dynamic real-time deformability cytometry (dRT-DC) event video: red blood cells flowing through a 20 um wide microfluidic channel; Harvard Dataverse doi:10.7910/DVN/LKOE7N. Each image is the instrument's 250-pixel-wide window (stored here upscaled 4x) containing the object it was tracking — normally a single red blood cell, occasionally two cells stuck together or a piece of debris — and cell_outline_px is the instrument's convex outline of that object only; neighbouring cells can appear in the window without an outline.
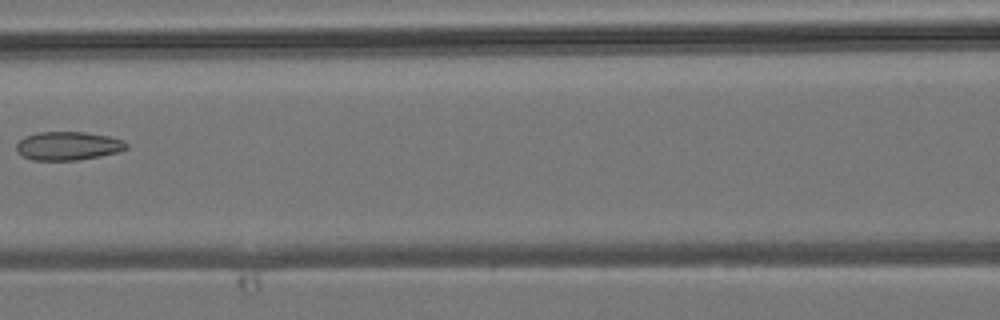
{"species": "common noctule bat (a hibernating species)", "species_latin": "Nyctalus noctula", "temperature_condition": "room temperature", "stored_images_in_passage": 4, "camera_frame_rate_fps": 3000, "um_per_image_px": 0.085, "animal": {"sex": "male", "body_mass_g": 19.2, "forearm_length_mm": 51.8}, "frame": {"image": 1, "passage_image": 4, "time_ms": 3.333, "image_size_px": [1000, 320], "cell_outline_px": [[128, 148], [120, 152], [80, 160], [32, 160], [24, 156], [16, 148], [16, 144], [24, 136], [40, 132], [84, 132], [108, 136], [124, 140], [128, 144]], "centroid_in_image_um": [5.83, 12.4], "position_along_channel_um": 160.8, "area_um2": 18.32}}